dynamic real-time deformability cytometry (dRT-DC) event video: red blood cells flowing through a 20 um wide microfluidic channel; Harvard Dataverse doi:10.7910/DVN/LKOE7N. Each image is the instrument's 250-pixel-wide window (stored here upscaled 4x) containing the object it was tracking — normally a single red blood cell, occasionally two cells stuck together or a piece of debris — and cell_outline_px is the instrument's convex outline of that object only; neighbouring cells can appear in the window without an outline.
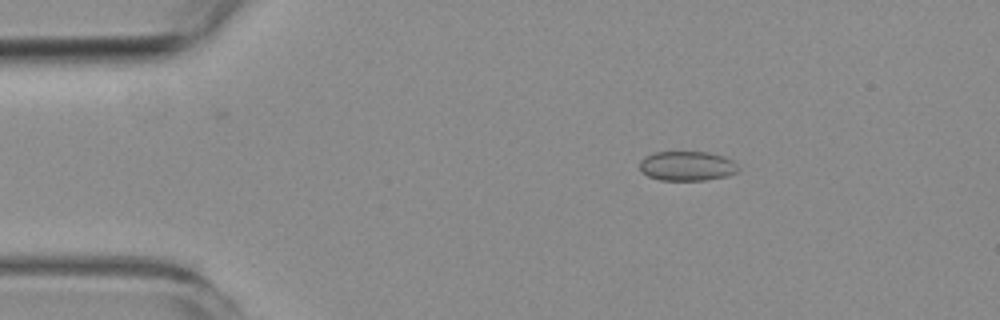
{"species": "common noctule bat (a hibernating species)", "species_latin": "Nyctalus noctula", "temperature_condition": "room temperature", "stored_images_in_passage": 5, "camera_frame_rate_fps": 3000, "um_per_image_px": 0.085, "animal": {"sex": "female", "body_mass_g": 19.3, "forearm_length_mm": 54.1}, "frame": {"image": 1, "passage_image": 3, "time_ms": 2.333, "image_size_px": [1000, 320], "cell_outline_px": [[740, 172], [728, 176], [704, 180], [660, 180], [648, 176], [640, 168], [640, 160], [644, 156], [652, 152], [708, 152], [724, 156], [732, 160], [740, 168]], "centroid_in_image_um": [58.43, 14.1], "position_along_channel_um": 26.6, "area_um2": 17.17}}
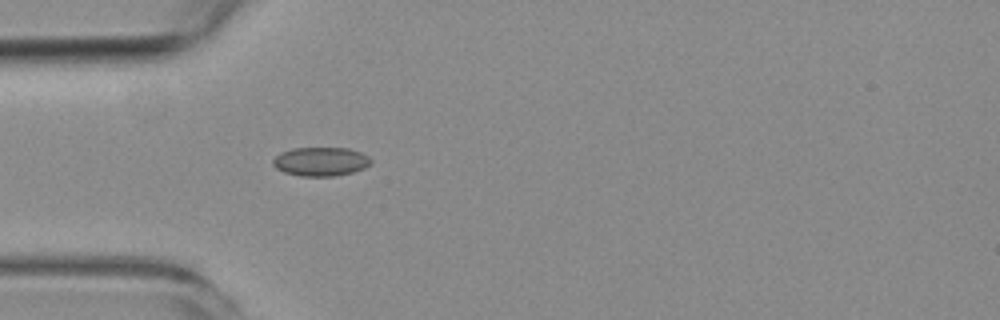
{"frame": {"image": 2, "passage_image": 5, "time_ms": 4.667, "image_size_px": [1000, 320], "cell_outline_px": [[372, 164], [364, 168], [352, 172], [336, 176], [300, 176], [284, 172], [276, 168], [272, 164], [272, 160], [280, 152], [292, 148], [348, 148], [360, 152], [368, 156], [372, 160]], "centroid_in_image_um": [27.26, 13.73], "position_along_channel_um": 57.7, "area_um2": 16.59}}